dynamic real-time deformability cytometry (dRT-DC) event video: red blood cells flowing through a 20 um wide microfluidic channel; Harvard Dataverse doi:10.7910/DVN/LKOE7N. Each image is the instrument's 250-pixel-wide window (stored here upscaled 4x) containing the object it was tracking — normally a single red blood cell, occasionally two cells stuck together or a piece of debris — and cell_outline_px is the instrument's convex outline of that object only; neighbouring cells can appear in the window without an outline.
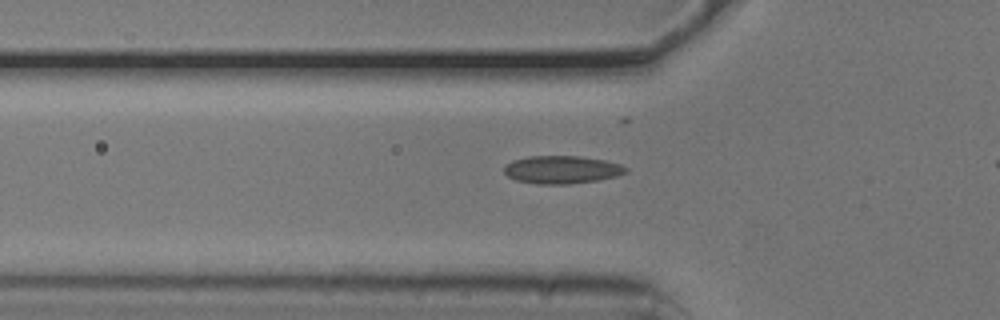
{"species": "common noctule bat (a hibernating species)", "species_latin": "Nyctalus noctula", "temperature_condition": "cold", "stored_images_in_passage": 25, "camera_frame_rate_fps": 3000, "um_per_image_px": 0.085, "animal": {"sex": "male", "body_mass_g": 20.5, "forearm_length_mm": 52.5}, "frame": {"image": 1, "passage_image": 6, "time_ms": 1.667, "image_size_px": [1000, 320], "cell_outline_px": [[628, 172], [616, 176], [596, 180], [568, 184], [536, 184], [516, 180], [508, 176], [504, 172], [504, 164], [512, 160], [528, 156], [580, 156], [604, 160], [620, 164], [628, 168]], "centroid_in_image_um": [47.73, 14.41], "position_along_channel_um": 78.1, "area_um2": 19.83}}
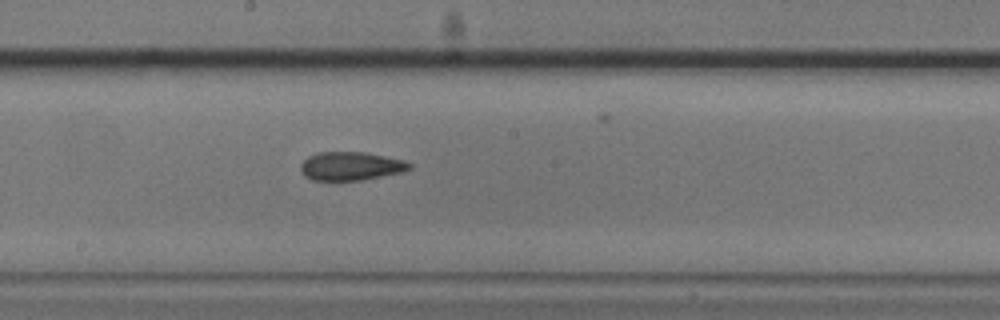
{"frame": {"image": 2, "passage_image": 17, "time_ms": 5.333, "image_size_px": [1000, 320], "cell_outline_px": [[412, 168], [400, 172], [364, 180], [312, 180], [304, 176], [300, 172], [300, 164], [308, 156], [316, 152], [364, 152], [404, 160], [412, 164]], "centroid_in_image_um": [29.78, 14.12], "position_along_channel_um": 218.4, "area_um2": 18.15}}
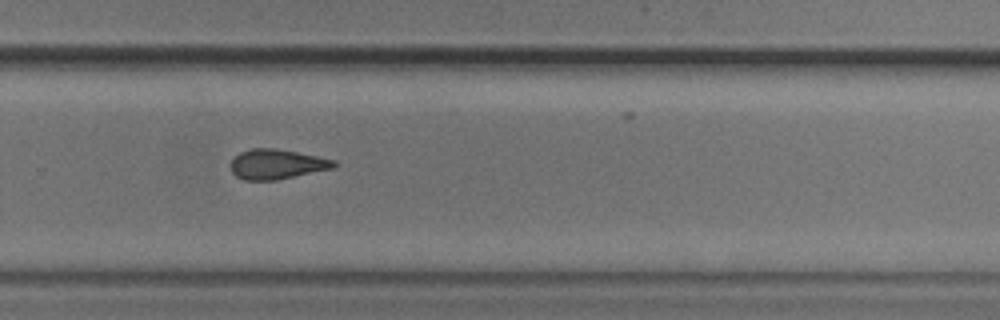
{"frame": {"image": 3, "passage_image": 24, "time_ms": 7.667, "image_size_px": [1000, 320], "cell_outline_px": [[340, 164], [332, 168], [276, 180], [244, 180], [236, 176], [232, 172], [232, 160], [240, 152], [252, 148], [276, 148], [336, 160]], "centroid_in_image_um": [23.54, 13.95], "position_along_channel_um": 306.3, "area_um2": 17.8}}